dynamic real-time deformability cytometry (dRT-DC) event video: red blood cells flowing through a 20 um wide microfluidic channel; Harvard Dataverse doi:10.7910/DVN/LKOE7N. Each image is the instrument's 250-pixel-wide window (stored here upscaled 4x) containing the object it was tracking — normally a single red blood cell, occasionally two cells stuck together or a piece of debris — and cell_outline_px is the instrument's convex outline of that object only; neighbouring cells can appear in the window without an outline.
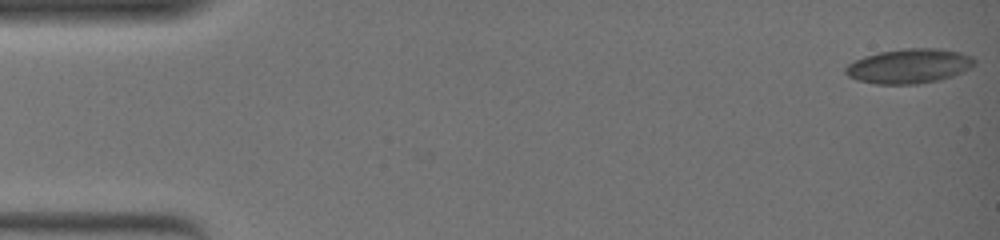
{"species": "common noctule bat (a hibernating species)", "species_latin": "Nyctalus noctula", "temperature_condition": "warm", "stored_images_in_passage": 52, "camera_frame_rate_fps": 3000, "um_per_image_px": 0.085, "animal": {"sex": "female", "body_mass_g": 19.0, "forearm_length_mm": 51.5}, "frame": {"image": 1, "passage_image": 1, "time_ms": 0.0, "image_size_px": [1000, 240], "cell_outline_px": [[976, 64], [972, 68], [964, 72], [940, 80], [916, 84], [876, 84], [856, 80], [848, 76], [844, 72], [844, 68], [848, 64], [864, 56], [880, 52], [904, 48], [936, 48], [960, 52], [972, 56], [976, 60]], "centroid_in_image_um": [77.3, 5.62], "position_along_channel_um": 7.7, "area_um2": 26.24}}
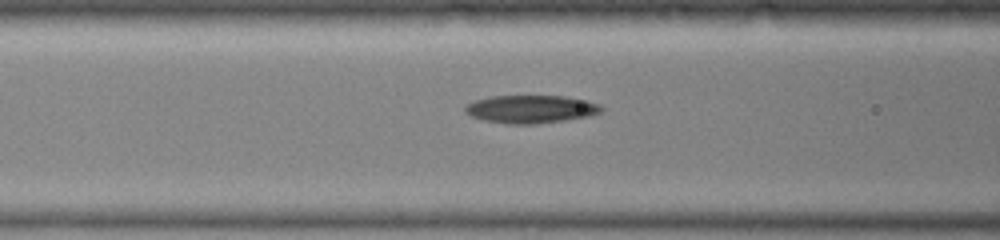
{"frame": {"image": 2, "passage_image": 22, "time_ms": 7.0, "image_size_px": [1000, 240], "cell_outline_px": [[604, 108], [600, 112], [588, 116], [564, 120], [536, 124], [504, 124], [484, 120], [472, 116], [464, 112], [464, 108], [468, 104], [476, 100], [492, 96], [564, 96], [588, 100], [600, 104]], "centroid_in_image_um": [45.13, 9.28], "position_along_channel_um": 121.5, "area_um2": 22.2}}
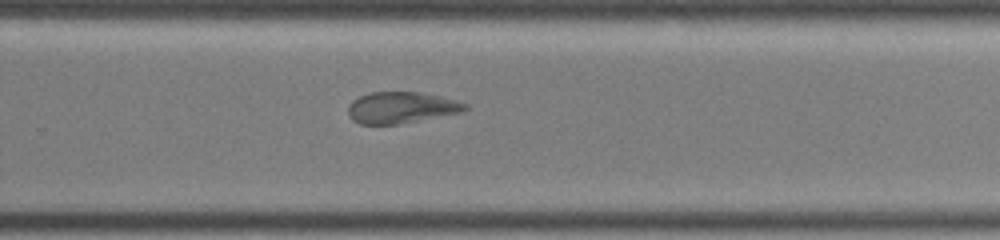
{"frame": {"image": 3, "passage_image": 36, "time_ms": 11.667, "image_size_px": [1000, 240], "cell_outline_px": [[468, 108], [464, 112], [400, 124], [360, 124], [352, 120], [348, 116], [348, 104], [352, 100], [360, 96], [372, 92], [420, 92], [440, 96], [456, 100], [468, 104]], "centroid_in_image_um": [34.12, 9.15], "position_along_channel_um": 295.7, "area_um2": 21.62}, "authors_computed_cell_mechanics": {"area_um2": 23.5246, "velocity_mm_per_s": 3.7426, "shape_relaxation_time_tau1_ms": null, "shape_relaxation_time_tau2_ms": 2.2165, "deformation_change_tau1": null, "deformation_change_tau2": 0.0746}}